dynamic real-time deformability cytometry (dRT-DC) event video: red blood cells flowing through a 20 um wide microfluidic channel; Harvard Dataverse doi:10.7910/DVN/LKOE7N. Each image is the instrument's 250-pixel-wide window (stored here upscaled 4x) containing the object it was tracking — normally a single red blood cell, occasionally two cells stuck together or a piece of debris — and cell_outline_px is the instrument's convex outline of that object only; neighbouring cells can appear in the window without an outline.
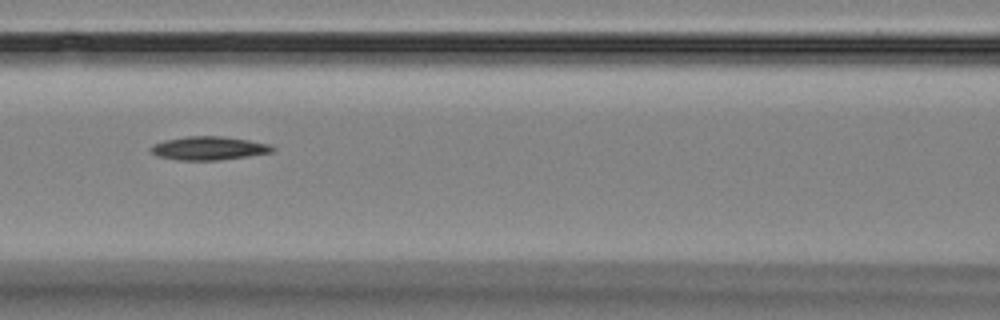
{"species": "Egyptian fruit bat (a non-hibernating species)", "species_latin": "Rousettus aegyptiacus", "temperature_condition": "room temperature", "stored_images_in_passage": 7, "camera_frame_rate_fps": 3000, "um_per_image_px": 0.085, "animal": {"sex": "female"}, "frame": {"image": 1, "passage_image": 6, "time_ms": 6.667, "image_size_px": [1000, 320], "cell_outline_px": [[276, 148], [272, 152], [248, 156], [216, 160], [176, 160], [156, 156], [148, 148], [152, 144], [164, 140], [184, 136], [224, 136], [248, 140], [268, 144]], "centroid_in_image_um": [17.69, 12.59], "position_along_channel_um": 148.9, "area_um2": 16.76}}
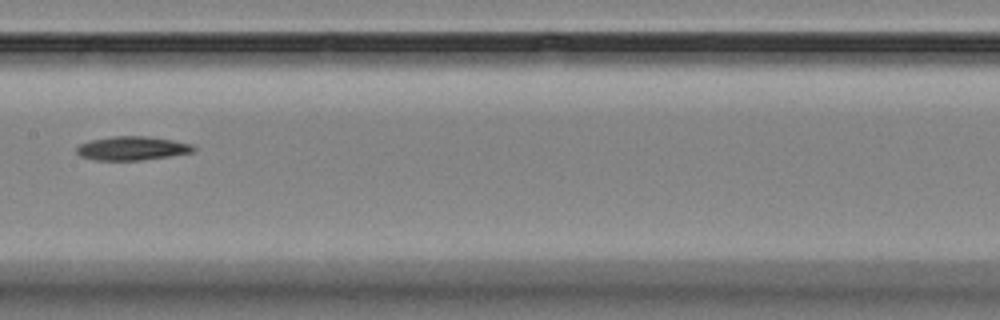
{"frame": {"image": 2, "passage_image": 7, "time_ms": 8.0, "image_size_px": [1000, 320], "cell_outline_px": [[196, 148], [192, 152], [168, 156], [140, 160], [96, 160], [80, 156], [76, 152], [76, 148], [80, 144], [92, 140], [112, 136], [148, 136], [172, 140], [192, 144]], "centroid_in_image_um": [11.22, 12.6], "position_along_channel_um": 196.2, "area_um2": 16.07}}